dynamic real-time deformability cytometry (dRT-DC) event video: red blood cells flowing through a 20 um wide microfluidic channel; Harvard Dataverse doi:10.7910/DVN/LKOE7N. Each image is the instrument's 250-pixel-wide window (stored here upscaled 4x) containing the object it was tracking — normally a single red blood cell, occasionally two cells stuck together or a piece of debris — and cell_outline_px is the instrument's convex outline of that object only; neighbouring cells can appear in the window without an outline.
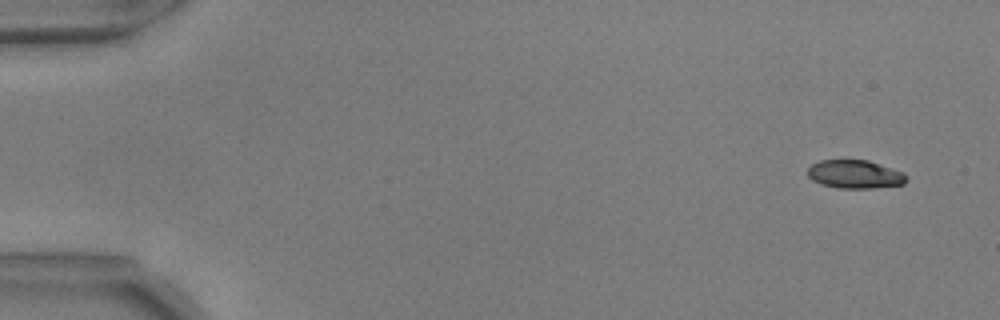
{"species": "common noctule bat (a hibernating species)", "species_latin": "Nyctalus noctula", "temperature_condition": "warm", "stored_images_in_passage": 54, "camera_frame_rate_fps": 3000, "um_per_image_px": 0.085, "animal": {"sex": "male", "body_mass_g": 17.9, "forearm_length_mm": 54.2}, "frame": {"image": 1, "passage_image": 1, "time_ms": 0.0, "image_size_px": [1000, 320], "cell_outline_px": [[908, 180], [904, 184], [872, 188], [836, 188], [820, 184], [812, 180], [808, 176], [808, 168], [812, 164], [820, 160], [868, 160], [904, 172], [908, 176]], "centroid_in_image_um": [72.68, 14.81], "position_along_channel_um": 12.3, "area_um2": 16.47}}
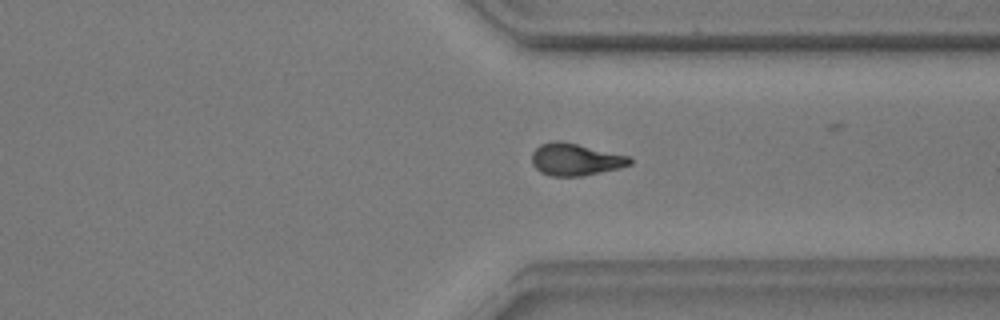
{"frame": {"image": 2, "passage_image": 40, "time_ms": 13.0, "image_size_px": [1000, 320], "cell_outline_px": [[632, 164], [620, 168], [584, 176], [548, 176], [540, 172], [532, 164], [532, 152], [540, 144], [556, 140], [560, 140], [632, 156]], "centroid_in_image_um": [48.93, 13.56], "position_along_channel_um": 362.5, "area_um2": 18.67}}
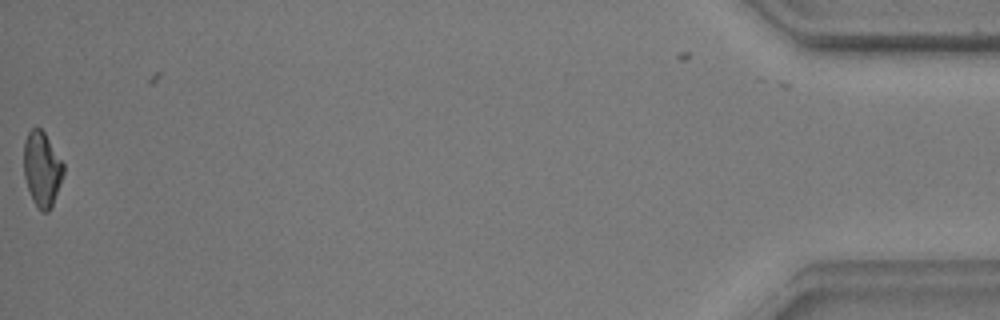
{"frame": {"image": 3, "passage_image": 53, "time_ms": 17.333, "image_size_px": [1000, 320], "cell_outline_px": [[64, 172], [52, 208], [48, 212], [40, 212], [32, 200], [24, 176], [24, 140], [28, 132], [32, 128], [40, 128], [44, 132], [64, 164]], "centroid_in_image_um": [3.57, 14.4], "position_along_channel_um": 431.6, "area_um2": 17.34}, "authors_computed_cell_mechanics": {"area_um2": 18.0625, "velocity_mm_per_s": 3.7065, "shape_relaxation_time_tau1_ms": 5.2547, "shape_relaxation_time_tau2_ms": 4.3043, "deformation_change_tau1": 0.1825, "deformation_change_tau2": 0.1238}}